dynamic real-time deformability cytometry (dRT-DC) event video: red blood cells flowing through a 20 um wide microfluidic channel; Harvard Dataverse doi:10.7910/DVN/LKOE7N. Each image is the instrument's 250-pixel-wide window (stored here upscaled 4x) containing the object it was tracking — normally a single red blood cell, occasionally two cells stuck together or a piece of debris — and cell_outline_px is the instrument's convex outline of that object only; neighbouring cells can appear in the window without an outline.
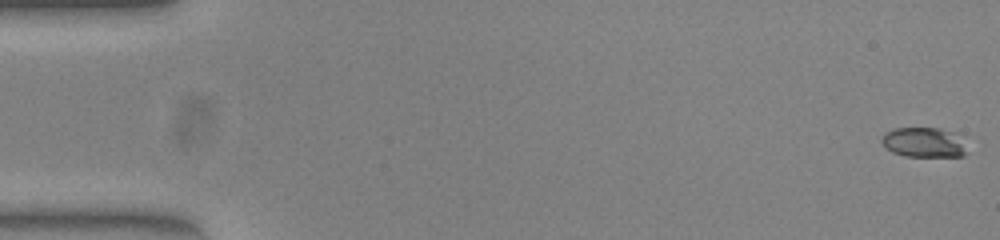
{"species": "common noctule bat (a hibernating species)", "species_latin": "Nyctalus noctula", "temperature_condition": "warm", "stored_images_in_passage": 53, "camera_frame_rate_fps": 3000, "um_per_image_px": 0.085, "animal": {"sex": "female", "body_mass_g": 23.0, "forearm_length_mm": 53.4}, "frame": {"image": 1, "passage_image": 1, "time_ms": 0.0, "image_size_px": [1000, 240], "cell_outline_px": [[968, 152], [964, 156], [904, 156], [892, 152], [880, 140], [884, 132], [896, 128], [940, 128], [952, 132]], "centroid_in_image_um": [78.46, 12.1], "position_along_channel_um": 6.5, "area_um2": 14.51}}
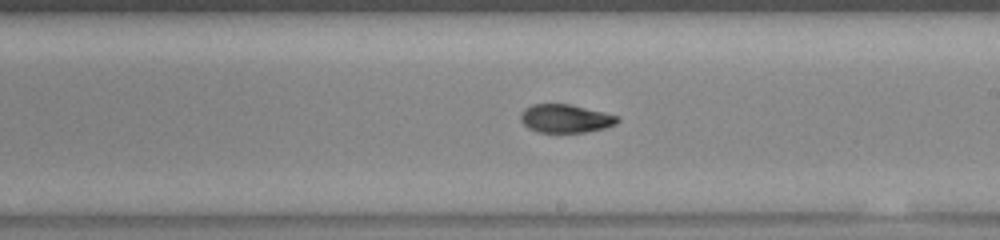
{"frame": {"image": 2, "passage_image": 31, "time_ms": 10.0, "image_size_px": [1000, 240], "cell_outline_px": [[620, 120], [616, 124], [604, 128], [584, 132], [536, 132], [528, 128], [520, 120], [520, 112], [524, 108], [532, 104], [568, 104], [620, 116]], "centroid_in_image_um": [48.04, 10.07], "position_along_channel_um": 241.0, "area_um2": 16.01}}
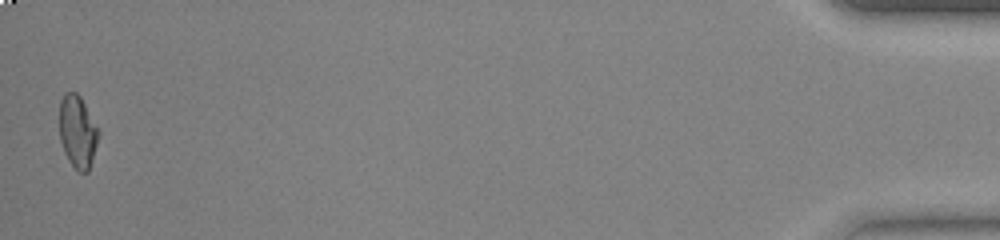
{"frame": {"image": 3, "passage_image": 53, "time_ms": 17.333, "image_size_px": [1000, 240], "cell_outline_px": [[100, 132], [88, 172], [80, 172], [68, 160], [64, 152], [60, 140], [60, 100], [64, 92], [76, 92], [80, 96]], "centroid_in_image_um": [6.58, 11.17], "position_along_channel_um": 428.6, "area_um2": 16.3}, "authors_computed_cell_mechanics": {"area_um2": 16.2996, "velocity_mm_per_s": 3.8826, "shape_relaxation_time_tau1_ms": 6.5124, "shape_relaxation_time_tau2_ms": 3.2748, "deformation_change_tau1": 0.2117, "deformation_change_tau2": 0.0786}}